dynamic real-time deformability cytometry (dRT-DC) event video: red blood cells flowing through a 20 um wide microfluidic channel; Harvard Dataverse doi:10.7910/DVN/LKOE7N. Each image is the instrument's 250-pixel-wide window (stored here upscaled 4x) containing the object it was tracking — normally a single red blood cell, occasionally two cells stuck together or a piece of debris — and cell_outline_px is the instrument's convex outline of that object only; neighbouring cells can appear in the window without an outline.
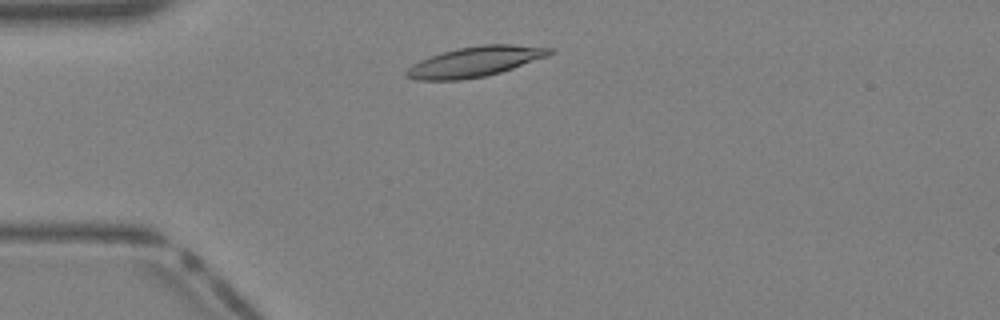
{"species": "Egyptian fruit bat (a non-hibernating species)", "species_latin": "Rousettus aegyptiacus", "temperature_condition": "warm", "stored_images_in_passage": 33, "camera_frame_rate_fps": 3000, "um_per_image_px": 0.085, "animal": {"sex": "female"}, "frame": {"image": 1, "passage_image": 4, "time_ms": 1.0, "image_size_px": [1000, 320], "cell_outline_px": [[552, 52], [548, 56], [500, 72], [484, 76], [460, 80], [416, 80], [404, 76], [404, 72], [412, 64], [420, 60], [456, 48], [480, 44], [512, 44], [552, 48]], "centroid_in_image_um": [40.35, 5.24], "position_along_channel_um": 44.7, "area_um2": 25.03}}
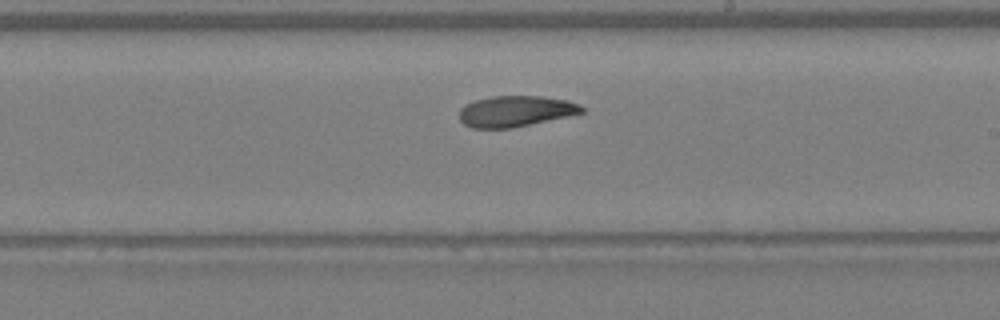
{"frame": {"image": 2, "passage_image": 17, "time_ms": 5.333, "image_size_px": [1000, 320], "cell_outline_px": [[584, 112], [568, 116], [512, 128], [472, 128], [464, 124], [460, 120], [460, 108], [464, 104], [476, 100], [492, 96], [544, 96], [568, 100], [580, 104], [584, 108]], "centroid_in_image_um": [43.83, 9.45], "position_along_channel_um": 245.2, "area_um2": 22.14}}
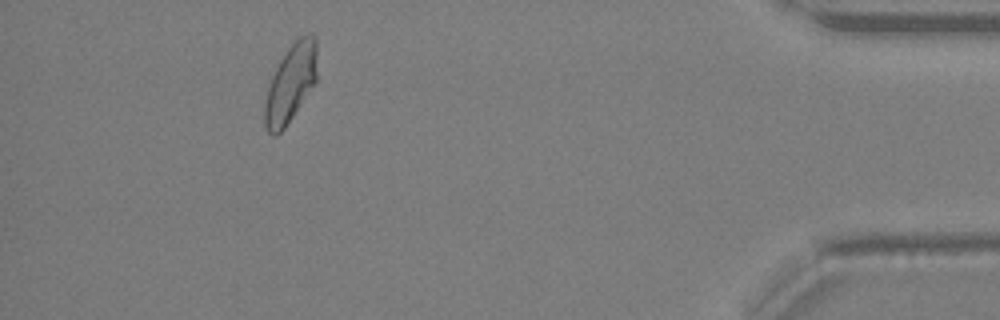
{"frame": {"image": 3, "passage_image": 30, "time_ms": 9.667, "image_size_px": [1000, 320], "cell_outline_px": [[316, 80], [284, 128], [276, 136], [272, 136], [264, 128], [264, 104], [268, 88], [272, 76], [280, 60], [288, 48], [300, 36], [312, 32], [316, 36]], "centroid_in_image_um": [24.68, 7.08], "position_along_channel_um": 410.5, "area_um2": 23.47}}